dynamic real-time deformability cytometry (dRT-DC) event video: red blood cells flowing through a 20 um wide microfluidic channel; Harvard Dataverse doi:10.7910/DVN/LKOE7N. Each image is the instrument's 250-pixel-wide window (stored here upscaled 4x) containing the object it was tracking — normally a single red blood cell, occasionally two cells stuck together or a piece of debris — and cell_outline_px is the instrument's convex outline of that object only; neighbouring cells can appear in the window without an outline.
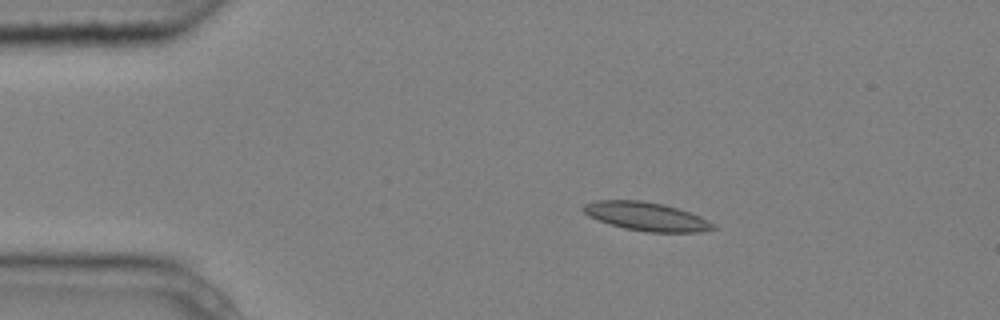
{"species": "common noctule bat (a hibernating species)", "species_latin": "Nyctalus noctula", "temperature_condition": "cold", "stored_images_in_passage": 3, "camera_frame_rate_fps": 3000, "um_per_image_px": 0.085, "animal": {"sex": "male", "body_mass_g": 20.4}, "frame": {"image": 1, "passage_image": 2, "time_ms": 0.333, "image_size_px": [1000, 320], "cell_outline_px": [[720, 228], [700, 232], [648, 232], [624, 228], [588, 216], [580, 208], [584, 204], [596, 200], [640, 200], [664, 204], [700, 216], [716, 224]], "centroid_in_image_um": [54.97, 18.4], "position_along_channel_um": 30.0, "area_um2": 21.62}}